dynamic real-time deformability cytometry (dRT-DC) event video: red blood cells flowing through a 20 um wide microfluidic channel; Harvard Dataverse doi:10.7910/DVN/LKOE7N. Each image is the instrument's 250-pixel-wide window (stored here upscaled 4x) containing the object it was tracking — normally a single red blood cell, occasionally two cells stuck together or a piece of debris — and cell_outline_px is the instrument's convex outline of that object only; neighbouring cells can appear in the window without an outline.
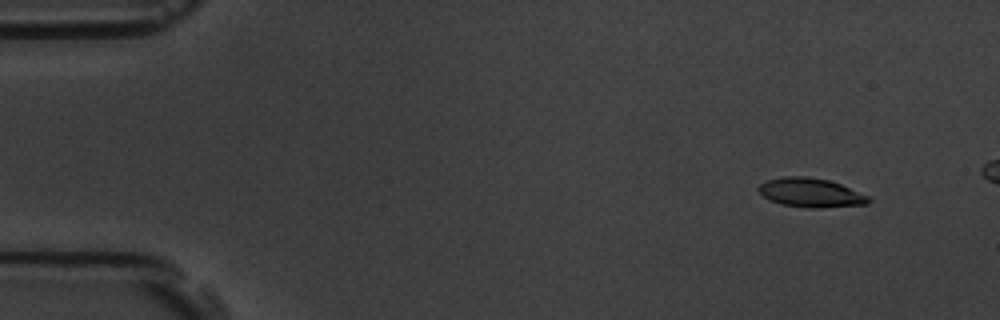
{"species": "common noctule bat (a hibernating species)", "species_latin": "Nyctalus noctula", "temperature_condition": "room temperature", "stored_images_in_passage": 6, "camera_frame_rate_fps": 3000, "um_per_image_px": 0.085, "animal": {"sex": "male", "body_mass_g": 19.5, "forearm_length_mm": 54.6}, "frame": {"image": 1, "passage_image": 2, "time_ms": 0.333, "image_size_px": [1000, 320], "cell_outline_px": [[872, 200], [868, 204], [820, 208], [812, 208], [780, 204], [764, 196], [756, 188], [760, 184], [768, 180], [784, 176], [804, 176], [828, 180], [840, 184], [868, 196]], "centroid_in_image_um": [68.92, 16.38], "position_along_channel_um": 16.1, "area_um2": 18.44}}